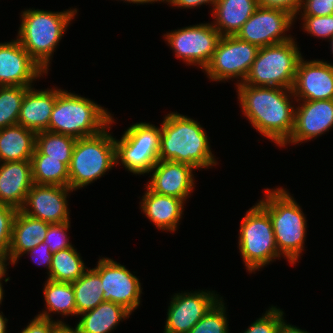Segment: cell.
Returning <instances> with one entry per match:
<instances>
[{
	"mask_svg": "<svg viewBox=\"0 0 333 333\" xmlns=\"http://www.w3.org/2000/svg\"><path fill=\"white\" fill-rule=\"evenodd\" d=\"M236 87L244 116L261 135L281 147L294 128L295 106L290 101L294 97L292 89L243 83Z\"/></svg>",
	"mask_w": 333,
	"mask_h": 333,
	"instance_id": "1",
	"label": "cell"
},
{
	"mask_svg": "<svg viewBox=\"0 0 333 333\" xmlns=\"http://www.w3.org/2000/svg\"><path fill=\"white\" fill-rule=\"evenodd\" d=\"M206 130L199 122L179 113L165 115L161 124L160 160L209 169L218 163L211 152Z\"/></svg>",
	"mask_w": 333,
	"mask_h": 333,
	"instance_id": "2",
	"label": "cell"
},
{
	"mask_svg": "<svg viewBox=\"0 0 333 333\" xmlns=\"http://www.w3.org/2000/svg\"><path fill=\"white\" fill-rule=\"evenodd\" d=\"M258 204L269 214L279 254L294 265L304 250L307 220L301 206L284 188L265 189Z\"/></svg>",
	"mask_w": 333,
	"mask_h": 333,
	"instance_id": "3",
	"label": "cell"
},
{
	"mask_svg": "<svg viewBox=\"0 0 333 333\" xmlns=\"http://www.w3.org/2000/svg\"><path fill=\"white\" fill-rule=\"evenodd\" d=\"M16 37L29 55L48 73L52 53L77 14V9L62 12L26 9Z\"/></svg>",
	"mask_w": 333,
	"mask_h": 333,
	"instance_id": "4",
	"label": "cell"
},
{
	"mask_svg": "<svg viewBox=\"0 0 333 333\" xmlns=\"http://www.w3.org/2000/svg\"><path fill=\"white\" fill-rule=\"evenodd\" d=\"M111 120V113L101 105L62 90L56 97L47 130L80 139L101 133Z\"/></svg>",
	"mask_w": 333,
	"mask_h": 333,
	"instance_id": "5",
	"label": "cell"
},
{
	"mask_svg": "<svg viewBox=\"0 0 333 333\" xmlns=\"http://www.w3.org/2000/svg\"><path fill=\"white\" fill-rule=\"evenodd\" d=\"M113 123L112 117L101 133L76 140L68 166V186L73 191L93 183L116 165L115 138L108 131Z\"/></svg>",
	"mask_w": 333,
	"mask_h": 333,
	"instance_id": "6",
	"label": "cell"
},
{
	"mask_svg": "<svg viewBox=\"0 0 333 333\" xmlns=\"http://www.w3.org/2000/svg\"><path fill=\"white\" fill-rule=\"evenodd\" d=\"M294 40L259 48L243 84L292 89L302 58Z\"/></svg>",
	"mask_w": 333,
	"mask_h": 333,
	"instance_id": "7",
	"label": "cell"
},
{
	"mask_svg": "<svg viewBox=\"0 0 333 333\" xmlns=\"http://www.w3.org/2000/svg\"><path fill=\"white\" fill-rule=\"evenodd\" d=\"M239 230L238 248L249 273L281 257L269 214L258 203L246 212Z\"/></svg>",
	"mask_w": 333,
	"mask_h": 333,
	"instance_id": "8",
	"label": "cell"
},
{
	"mask_svg": "<svg viewBox=\"0 0 333 333\" xmlns=\"http://www.w3.org/2000/svg\"><path fill=\"white\" fill-rule=\"evenodd\" d=\"M161 127L140 122L132 124L120 140L115 138L116 165L119 162L133 174L149 173L160 160Z\"/></svg>",
	"mask_w": 333,
	"mask_h": 333,
	"instance_id": "9",
	"label": "cell"
},
{
	"mask_svg": "<svg viewBox=\"0 0 333 333\" xmlns=\"http://www.w3.org/2000/svg\"><path fill=\"white\" fill-rule=\"evenodd\" d=\"M258 50L257 46L237 36H222L204 72L211 81L238 78L240 80H237L236 85L243 83Z\"/></svg>",
	"mask_w": 333,
	"mask_h": 333,
	"instance_id": "10",
	"label": "cell"
},
{
	"mask_svg": "<svg viewBox=\"0 0 333 333\" xmlns=\"http://www.w3.org/2000/svg\"><path fill=\"white\" fill-rule=\"evenodd\" d=\"M163 36L177 58L188 65L198 66L203 71L210 63L222 37L212 23L183 27Z\"/></svg>",
	"mask_w": 333,
	"mask_h": 333,
	"instance_id": "11",
	"label": "cell"
},
{
	"mask_svg": "<svg viewBox=\"0 0 333 333\" xmlns=\"http://www.w3.org/2000/svg\"><path fill=\"white\" fill-rule=\"evenodd\" d=\"M296 19L287 11L258 6L244 23L236 36L258 48L289 41L291 35H285Z\"/></svg>",
	"mask_w": 333,
	"mask_h": 333,
	"instance_id": "12",
	"label": "cell"
},
{
	"mask_svg": "<svg viewBox=\"0 0 333 333\" xmlns=\"http://www.w3.org/2000/svg\"><path fill=\"white\" fill-rule=\"evenodd\" d=\"M101 277L104 301L125 307L132 313L140 305L142 294L140 279L124 265L110 258H101L93 268Z\"/></svg>",
	"mask_w": 333,
	"mask_h": 333,
	"instance_id": "13",
	"label": "cell"
},
{
	"mask_svg": "<svg viewBox=\"0 0 333 333\" xmlns=\"http://www.w3.org/2000/svg\"><path fill=\"white\" fill-rule=\"evenodd\" d=\"M219 299L214 291L175 293L168 306L164 333H188Z\"/></svg>",
	"mask_w": 333,
	"mask_h": 333,
	"instance_id": "14",
	"label": "cell"
},
{
	"mask_svg": "<svg viewBox=\"0 0 333 333\" xmlns=\"http://www.w3.org/2000/svg\"><path fill=\"white\" fill-rule=\"evenodd\" d=\"M71 191L69 186L33 184L20 210L50 224L70 221L67 196Z\"/></svg>",
	"mask_w": 333,
	"mask_h": 333,
	"instance_id": "15",
	"label": "cell"
},
{
	"mask_svg": "<svg viewBox=\"0 0 333 333\" xmlns=\"http://www.w3.org/2000/svg\"><path fill=\"white\" fill-rule=\"evenodd\" d=\"M47 74L18 39L0 43V86L32 87L35 79Z\"/></svg>",
	"mask_w": 333,
	"mask_h": 333,
	"instance_id": "16",
	"label": "cell"
},
{
	"mask_svg": "<svg viewBox=\"0 0 333 333\" xmlns=\"http://www.w3.org/2000/svg\"><path fill=\"white\" fill-rule=\"evenodd\" d=\"M292 92L296 102L333 99V66L327 61L299 60Z\"/></svg>",
	"mask_w": 333,
	"mask_h": 333,
	"instance_id": "17",
	"label": "cell"
},
{
	"mask_svg": "<svg viewBox=\"0 0 333 333\" xmlns=\"http://www.w3.org/2000/svg\"><path fill=\"white\" fill-rule=\"evenodd\" d=\"M299 104L295 108L292 134L281 147L310 141L333 127V99L302 101Z\"/></svg>",
	"mask_w": 333,
	"mask_h": 333,
	"instance_id": "18",
	"label": "cell"
},
{
	"mask_svg": "<svg viewBox=\"0 0 333 333\" xmlns=\"http://www.w3.org/2000/svg\"><path fill=\"white\" fill-rule=\"evenodd\" d=\"M193 170L186 163L159 160L150 170L153 173L146 186L154 193L186 201L195 187Z\"/></svg>",
	"mask_w": 333,
	"mask_h": 333,
	"instance_id": "19",
	"label": "cell"
},
{
	"mask_svg": "<svg viewBox=\"0 0 333 333\" xmlns=\"http://www.w3.org/2000/svg\"><path fill=\"white\" fill-rule=\"evenodd\" d=\"M32 185L30 160L0 163V204L20 210Z\"/></svg>",
	"mask_w": 333,
	"mask_h": 333,
	"instance_id": "20",
	"label": "cell"
},
{
	"mask_svg": "<svg viewBox=\"0 0 333 333\" xmlns=\"http://www.w3.org/2000/svg\"><path fill=\"white\" fill-rule=\"evenodd\" d=\"M61 91L62 89L57 88L37 90L29 87L21 104L17 124L36 133L46 131L56 97Z\"/></svg>",
	"mask_w": 333,
	"mask_h": 333,
	"instance_id": "21",
	"label": "cell"
},
{
	"mask_svg": "<svg viewBox=\"0 0 333 333\" xmlns=\"http://www.w3.org/2000/svg\"><path fill=\"white\" fill-rule=\"evenodd\" d=\"M140 209L159 230L174 232L184 210V200L152 192L147 186Z\"/></svg>",
	"mask_w": 333,
	"mask_h": 333,
	"instance_id": "22",
	"label": "cell"
},
{
	"mask_svg": "<svg viewBox=\"0 0 333 333\" xmlns=\"http://www.w3.org/2000/svg\"><path fill=\"white\" fill-rule=\"evenodd\" d=\"M50 223L33 218L18 210L12 225V238L9 254L16 264L18 259L45 238Z\"/></svg>",
	"mask_w": 333,
	"mask_h": 333,
	"instance_id": "23",
	"label": "cell"
},
{
	"mask_svg": "<svg viewBox=\"0 0 333 333\" xmlns=\"http://www.w3.org/2000/svg\"><path fill=\"white\" fill-rule=\"evenodd\" d=\"M257 8V0H217L212 9V25L221 36H236Z\"/></svg>",
	"mask_w": 333,
	"mask_h": 333,
	"instance_id": "24",
	"label": "cell"
},
{
	"mask_svg": "<svg viewBox=\"0 0 333 333\" xmlns=\"http://www.w3.org/2000/svg\"><path fill=\"white\" fill-rule=\"evenodd\" d=\"M36 132L16 124L0 129V163L31 160Z\"/></svg>",
	"mask_w": 333,
	"mask_h": 333,
	"instance_id": "25",
	"label": "cell"
},
{
	"mask_svg": "<svg viewBox=\"0 0 333 333\" xmlns=\"http://www.w3.org/2000/svg\"><path fill=\"white\" fill-rule=\"evenodd\" d=\"M132 313L120 304L103 301L93 310L80 314L76 328L79 333H110L119 322Z\"/></svg>",
	"mask_w": 333,
	"mask_h": 333,
	"instance_id": "26",
	"label": "cell"
},
{
	"mask_svg": "<svg viewBox=\"0 0 333 333\" xmlns=\"http://www.w3.org/2000/svg\"><path fill=\"white\" fill-rule=\"evenodd\" d=\"M43 295L46 309L37 316L52 319L51 313H60L63 317L77 316L75 294L72 283L57 282L50 279L45 281ZM50 312V313H49ZM51 317V318H50Z\"/></svg>",
	"mask_w": 333,
	"mask_h": 333,
	"instance_id": "27",
	"label": "cell"
},
{
	"mask_svg": "<svg viewBox=\"0 0 333 333\" xmlns=\"http://www.w3.org/2000/svg\"><path fill=\"white\" fill-rule=\"evenodd\" d=\"M72 285L77 316L93 310L104 301L101 277L93 268H88Z\"/></svg>",
	"mask_w": 333,
	"mask_h": 333,
	"instance_id": "28",
	"label": "cell"
},
{
	"mask_svg": "<svg viewBox=\"0 0 333 333\" xmlns=\"http://www.w3.org/2000/svg\"><path fill=\"white\" fill-rule=\"evenodd\" d=\"M87 269L77 249L70 247L53 253L48 279L72 283Z\"/></svg>",
	"mask_w": 333,
	"mask_h": 333,
	"instance_id": "29",
	"label": "cell"
},
{
	"mask_svg": "<svg viewBox=\"0 0 333 333\" xmlns=\"http://www.w3.org/2000/svg\"><path fill=\"white\" fill-rule=\"evenodd\" d=\"M31 170L33 184L68 186V167L63 159L48 158V155H32Z\"/></svg>",
	"mask_w": 333,
	"mask_h": 333,
	"instance_id": "30",
	"label": "cell"
},
{
	"mask_svg": "<svg viewBox=\"0 0 333 333\" xmlns=\"http://www.w3.org/2000/svg\"><path fill=\"white\" fill-rule=\"evenodd\" d=\"M76 140L74 137L48 130L37 132L33 155H48V158L63 159V163L68 167Z\"/></svg>",
	"mask_w": 333,
	"mask_h": 333,
	"instance_id": "31",
	"label": "cell"
},
{
	"mask_svg": "<svg viewBox=\"0 0 333 333\" xmlns=\"http://www.w3.org/2000/svg\"><path fill=\"white\" fill-rule=\"evenodd\" d=\"M28 88L0 86V129L18 123L21 104Z\"/></svg>",
	"mask_w": 333,
	"mask_h": 333,
	"instance_id": "32",
	"label": "cell"
},
{
	"mask_svg": "<svg viewBox=\"0 0 333 333\" xmlns=\"http://www.w3.org/2000/svg\"><path fill=\"white\" fill-rule=\"evenodd\" d=\"M223 301L221 297L188 333H229Z\"/></svg>",
	"mask_w": 333,
	"mask_h": 333,
	"instance_id": "33",
	"label": "cell"
},
{
	"mask_svg": "<svg viewBox=\"0 0 333 333\" xmlns=\"http://www.w3.org/2000/svg\"><path fill=\"white\" fill-rule=\"evenodd\" d=\"M303 29L312 36L330 39L333 37V14L327 16H300Z\"/></svg>",
	"mask_w": 333,
	"mask_h": 333,
	"instance_id": "34",
	"label": "cell"
},
{
	"mask_svg": "<svg viewBox=\"0 0 333 333\" xmlns=\"http://www.w3.org/2000/svg\"><path fill=\"white\" fill-rule=\"evenodd\" d=\"M70 223V221H67L49 225L43 242L49 246L52 253L73 247L72 244L69 243V237L67 235Z\"/></svg>",
	"mask_w": 333,
	"mask_h": 333,
	"instance_id": "35",
	"label": "cell"
},
{
	"mask_svg": "<svg viewBox=\"0 0 333 333\" xmlns=\"http://www.w3.org/2000/svg\"><path fill=\"white\" fill-rule=\"evenodd\" d=\"M284 312L276 306H271L262 317L253 322L243 333H276L279 322L284 318Z\"/></svg>",
	"mask_w": 333,
	"mask_h": 333,
	"instance_id": "36",
	"label": "cell"
},
{
	"mask_svg": "<svg viewBox=\"0 0 333 333\" xmlns=\"http://www.w3.org/2000/svg\"><path fill=\"white\" fill-rule=\"evenodd\" d=\"M17 209L0 204V253L9 252L11 238H12V225Z\"/></svg>",
	"mask_w": 333,
	"mask_h": 333,
	"instance_id": "37",
	"label": "cell"
},
{
	"mask_svg": "<svg viewBox=\"0 0 333 333\" xmlns=\"http://www.w3.org/2000/svg\"><path fill=\"white\" fill-rule=\"evenodd\" d=\"M303 10V12H302ZM301 16H327L333 14V3L330 0H304L299 11Z\"/></svg>",
	"mask_w": 333,
	"mask_h": 333,
	"instance_id": "38",
	"label": "cell"
},
{
	"mask_svg": "<svg viewBox=\"0 0 333 333\" xmlns=\"http://www.w3.org/2000/svg\"><path fill=\"white\" fill-rule=\"evenodd\" d=\"M65 323L60 320L46 319L35 316L34 319L21 331V333H54L55 329L61 324Z\"/></svg>",
	"mask_w": 333,
	"mask_h": 333,
	"instance_id": "39",
	"label": "cell"
},
{
	"mask_svg": "<svg viewBox=\"0 0 333 333\" xmlns=\"http://www.w3.org/2000/svg\"><path fill=\"white\" fill-rule=\"evenodd\" d=\"M304 0H257V4L263 8H275L287 11L295 18L303 5Z\"/></svg>",
	"mask_w": 333,
	"mask_h": 333,
	"instance_id": "40",
	"label": "cell"
},
{
	"mask_svg": "<svg viewBox=\"0 0 333 333\" xmlns=\"http://www.w3.org/2000/svg\"><path fill=\"white\" fill-rule=\"evenodd\" d=\"M24 254H30L33 257L32 261H34L39 266L44 265L48 270L49 275L53 253L50 251V248L47 244L42 241L39 245L32 248L28 252H25Z\"/></svg>",
	"mask_w": 333,
	"mask_h": 333,
	"instance_id": "41",
	"label": "cell"
},
{
	"mask_svg": "<svg viewBox=\"0 0 333 333\" xmlns=\"http://www.w3.org/2000/svg\"><path fill=\"white\" fill-rule=\"evenodd\" d=\"M217 0H164L168 4H171L174 7L181 8H195L201 6L202 4L212 5L214 7ZM210 3V4H209Z\"/></svg>",
	"mask_w": 333,
	"mask_h": 333,
	"instance_id": "42",
	"label": "cell"
},
{
	"mask_svg": "<svg viewBox=\"0 0 333 333\" xmlns=\"http://www.w3.org/2000/svg\"><path fill=\"white\" fill-rule=\"evenodd\" d=\"M276 333H310L305 330H302L296 326L287 324L284 319H282L276 329Z\"/></svg>",
	"mask_w": 333,
	"mask_h": 333,
	"instance_id": "43",
	"label": "cell"
},
{
	"mask_svg": "<svg viewBox=\"0 0 333 333\" xmlns=\"http://www.w3.org/2000/svg\"><path fill=\"white\" fill-rule=\"evenodd\" d=\"M7 261H9L8 264H6ZM9 263L12 265H15L9 252H1L0 253V283L4 278V275H6V271H7L6 266L9 265Z\"/></svg>",
	"mask_w": 333,
	"mask_h": 333,
	"instance_id": "44",
	"label": "cell"
},
{
	"mask_svg": "<svg viewBox=\"0 0 333 333\" xmlns=\"http://www.w3.org/2000/svg\"><path fill=\"white\" fill-rule=\"evenodd\" d=\"M54 333H79L78 329L75 327L72 328L70 325L66 323H61L56 329Z\"/></svg>",
	"mask_w": 333,
	"mask_h": 333,
	"instance_id": "45",
	"label": "cell"
},
{
	"mask_svg": "<svg viewBox=\"0 0 333 333\" xmlns=\"http://www.w3.org/2000/svg\"><path fill=\"white\" fill-rule=\"evenodd\" d=\"M7 322H8V319L7 318H4V315H2L0 313V333H7Z\"/></svg>",
	"mask_w": 333,
	"mask_h": 333,
	"instance_id": "46",
	"label": "cell"
},
{
	"mask_svg": "<svg viewBox=\"0 0 333 333\" xmlns=\"http://www.w3.org/2000/svg\"><path fill=\"white\" fill-rule=\"evenodd\" d=\"M122 1H126L129 3H136V4H146V3H155V2H164V0H122Z\"/></svg>",
	"mask_w": 333,
	"mask_h": 333,
	"instance_id": "47",
	"label": "cell"
},
{
	"mask_svg": "<svg viewBox=\"0 0 333 333\" xmlns=\"http://www.w3.org/2000/svg\"><path fill=\"white\" fill-rule=\"evenodd\" d=\"M2 283H0V304L2 303L3 300V295H4V291H3V287H2Z\"/></svg>",
	"mask_w": 333,
	"mask_h": 333,
	"instance_id": "48",
	"label": "cell"
},
{
	"mask_svg": "<svg viewBox=\"0 0 333 333\" xmlns=\"http://www.w3.org/2000/svg\"><path fill=\"white\" fill-rule=\"evenodd\" d=\"M329 41L331 42V45H330V46H331V50H332V54H333V37L330 38ZM329 64L333 66L332 63H329Z\"/></svg>",
	"mask_w": 333,
	"mask_h": 333,
	"instance_id": "49",
	"label": "cell"
}]
</instances>
